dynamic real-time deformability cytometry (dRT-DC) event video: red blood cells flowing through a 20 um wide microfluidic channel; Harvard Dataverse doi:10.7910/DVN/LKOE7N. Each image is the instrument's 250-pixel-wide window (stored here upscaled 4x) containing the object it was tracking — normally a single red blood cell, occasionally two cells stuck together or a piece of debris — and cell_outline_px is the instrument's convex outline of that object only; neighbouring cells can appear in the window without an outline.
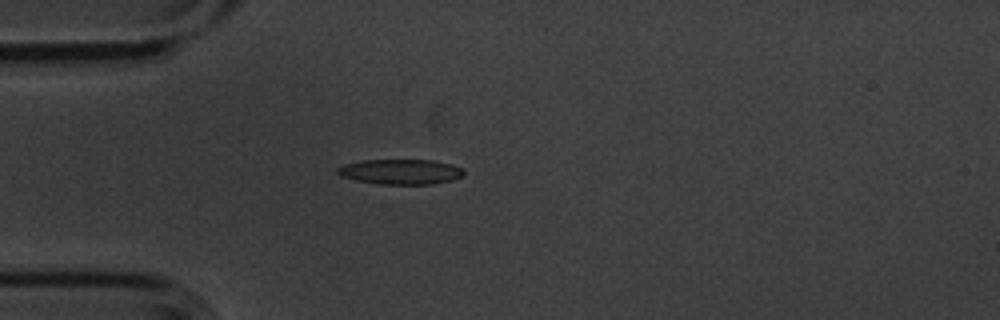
{"species": "common noctule bat (a hibernating species)", "species_latin": "Nyctalus noctula", "temperature_condition": "cold", "stored_images_in_passage": 3, "camera_frame_rate_fps": 3000, "um_per_image_px": 0.085, "animal": {"sex": "male", "body_mass_g": 20.1, "forearm_length_mm": 53.5}, "frame": {"image": 1, "passage_image": 3, "time_ms": 0.667, "image_size_px": [1000, 320], "cell_outline_px": [[464, 176], [452, 180], [432, 184], [380, 184], [356, 180], [340, 176], [336, 172], [336, 168], [344, 164], [360, 160], [432, 160], [452, 164], [464, 168]], "centroid_in_image_um": [34.06, 14.59], "position_along_channel_um": 50.9, "area_um2": 18.67}}